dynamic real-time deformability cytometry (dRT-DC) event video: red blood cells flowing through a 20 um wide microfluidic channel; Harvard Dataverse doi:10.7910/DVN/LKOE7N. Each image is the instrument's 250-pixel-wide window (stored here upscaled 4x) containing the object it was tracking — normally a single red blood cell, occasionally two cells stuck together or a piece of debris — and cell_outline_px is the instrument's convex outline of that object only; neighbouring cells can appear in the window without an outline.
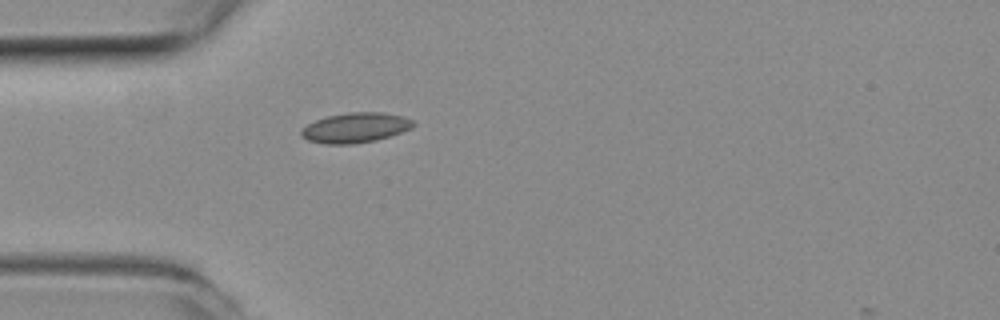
{"species": "common noctule bat (a hibernating species)", "species_latin": "Nyctalus noctula", "temperature_condition": "room temperature", "stored_images_in_passage": 38, "camera_frame_rate_fps": 3000, "um_per_image_px": 0.085, "animal": {"sex": "female", "body_mass_g": 19.3, "forearm_length_mm": 54.1}, "frame": {"image": 1, "passage_image": 1, "time_ms": 0.0, "image_size_px": [1000, 320], "cell_outline_px": [[416, 124], [412, 128], [376, 140], [352, 144], [324, 144], [308, 140], [300, 136], [300, 128], [316, 120], [328, 116], [348, 112], [384, 112], [404, 116], [412, 120]], "centroid_in_image_um": [30.19, 10.85], "position_along_channel_um": 54.8, "area_um2": 19.65}}
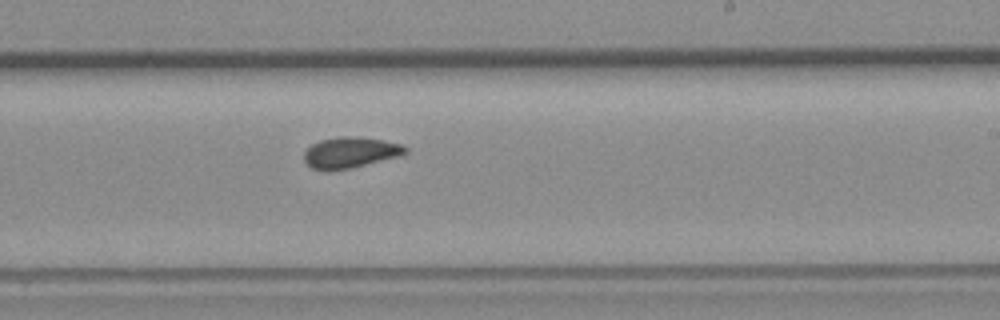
{"frame": {"image": 2, "passage_image": 17, "time_ms": 5.333, "image_size_px": [1000, 320], "cell_outline_px": [[408, 152], [400, 156], [348, 168], [328, 172], [324, 172], [312, 168], [304, 160], [304, 152], [312, 144], [320, 140], [340, 136], [356, 136], [384, 140], [400, 144], [408, 148]], "centroid_in_image_um": [29.76, 12.96], "position_along_channel_um": 259.2, "area_um2": 18.32}}
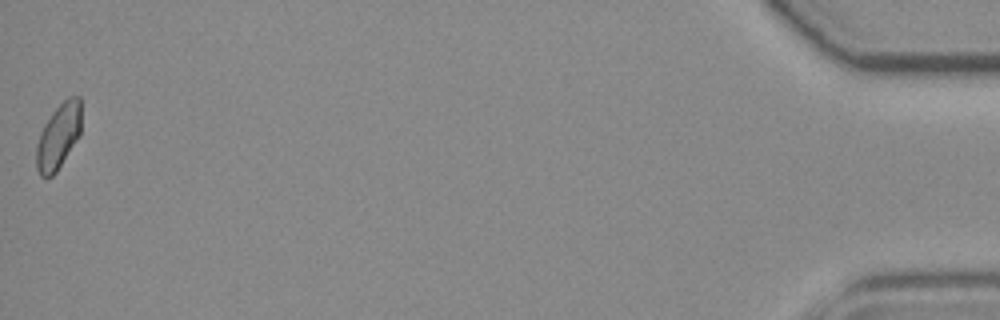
{"frame": {"image": 3, "passage_image": 38, "time_ms": 12.333, "image_size_px": [1000, 320], "cell_outline_px": [[80, 136], [56, 172], [52, 176], [40, 176], [36, 168], [36, 144], [40, 132], [44, 124], [52, 112], [68, 96], [80, 96]], "centroid_in_image_um": [4.95, 11.59], "position_along_channel_um": 430.2, "area_um2": 17.11}, "authors_computed_cell_mechanics": {"area_um2": 17.8024, "velocity_mm_per_s": 3.9375, "shape_relaxation_time_tau1_ms": null, "shape_relaxation_time_tau2_ms": 3.6252, "deformation_change_tau1": null, "deformation_change_tau2": 0.0648}}